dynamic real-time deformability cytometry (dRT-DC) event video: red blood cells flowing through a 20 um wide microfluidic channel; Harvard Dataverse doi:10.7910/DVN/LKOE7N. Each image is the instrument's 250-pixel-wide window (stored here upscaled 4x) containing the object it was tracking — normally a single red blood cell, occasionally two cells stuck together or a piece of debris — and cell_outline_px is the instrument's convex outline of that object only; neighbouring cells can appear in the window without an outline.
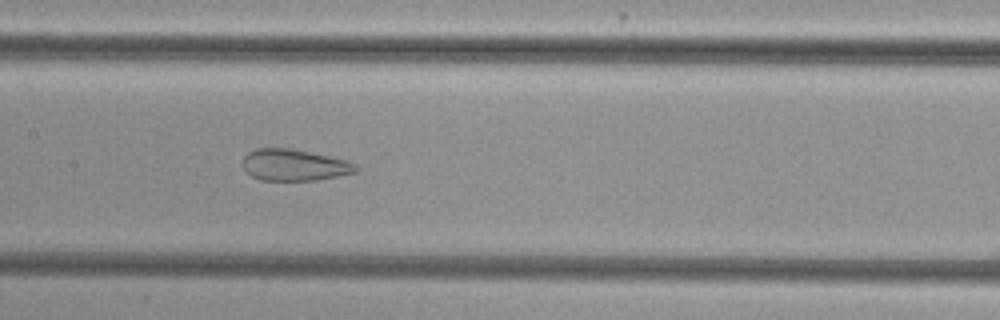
{"species": "common noctule bat (a hibernating species)", "species_latin": "Nyctalus noctula", "temperature_condition": "cold", "stored_images_in_passage": 39, "camera_frame_rate_fps": 3000, "um_per_image_px": 0.085, "animal": {"sex": "female", "body_mass_g": 29.2, "forearm_length_mm": 56.3}, "frame": {"image": 1, "passage_image": 12, "time_ms": 3.667, "image_size_px": [1000, 320], "cell_outline_px": [[356, 172], [340, 176], [316, 180], [260, 180], [252, 176], [244, 168], [244, 156], [248, 152], [256, 148], [288, 148], [348, 160], [356, 164]], "centroid_in_image_um": [25.02, 14.03], "position_along_channel_um": 182.4, "area_um2": 20.58}}
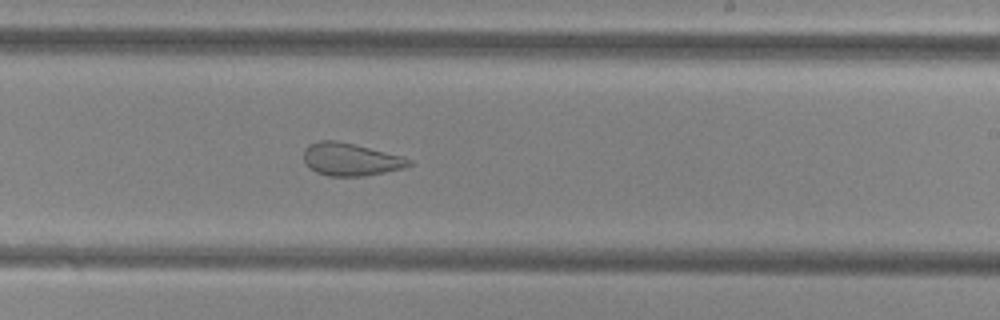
{"frame": {"image": 2, "passage_image": 18, "time_ms": 5.667, "image_size_px": [1000, 320], "cell_outline_px": [[412, 164], [404, 168], [364, 176], [328, 176], [316, 172], [304, 164], [304, 148], [308, 144], [320, 140], [336, 140], [400, 156], [412, 160]], "centroid_in_image_um": [29.74, 13.55], "position_along_channel_um": 259.3, "area_um2": 19.88}}
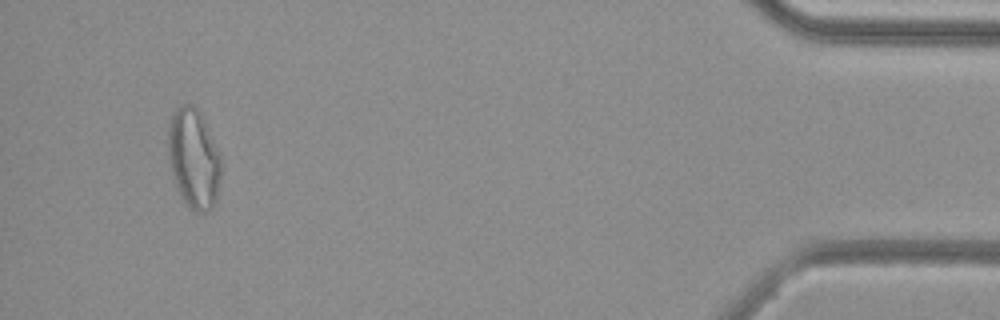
{"frame": {"image": 3, "passage_image": 36, "time_ms": 11.667, "image_size_px": [1000, 320], "cell_outline_px": [[220, 180], [216, 200], [212, 208], [208, 212], [196, 212], [188, 208], [176, 188], [172, 176], [168, 160], [168, 128], [172, 112], [180, 104], [192, 104], [200, 112], [220, 152]], "centroid_in_image_um": [16.45, 13.48], "position_along_channel_um": 418.8, "area_um2": 31.21}, "authors_computed_cell_mechanics": {"area_um2": 24.5072, "velocity_mm_per_s": 3.8536, "shape_relaxation_time_tau1_ms": null, "shape_relaxation_time_tau2_ms": 1.3631, "deformation_change_tau1": null, "deformation_change_tau2": 0.0966}}